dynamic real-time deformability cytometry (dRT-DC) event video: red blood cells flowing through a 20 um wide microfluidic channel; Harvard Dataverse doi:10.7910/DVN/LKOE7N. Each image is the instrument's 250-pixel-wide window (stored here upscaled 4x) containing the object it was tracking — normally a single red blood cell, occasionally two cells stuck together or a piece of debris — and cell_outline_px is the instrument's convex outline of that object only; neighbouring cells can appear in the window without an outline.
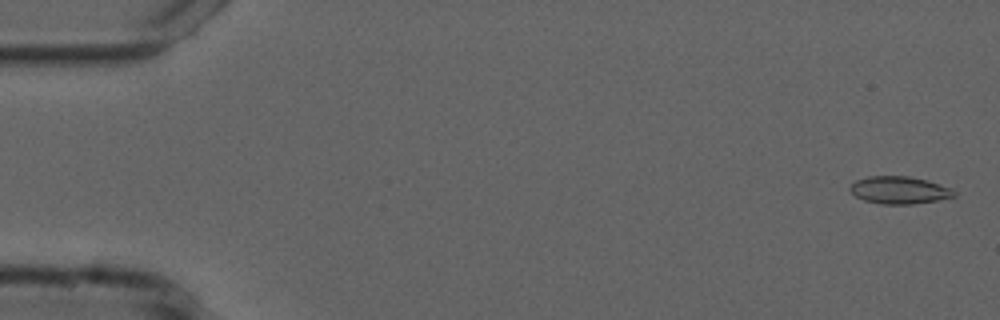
{"species": "common noctule bat (a hibernating species)", "species_latin": "Nyctalus noctula", "temperature_condition": "cold", "stored_images_in_passage": 55, "camera_frame_rate_fps": 3000, "um_per_image_px": 0.085, "animal": {"sex": "male", "forearm_length_mm": 52.5}, "frame": {"image": 1, "passage_image": 2, "time_ms": 0.333, "image_size_px": [1000, 320], "cell_outline_px": [[956, 196], [940, 200], [912, 204], [880, 204], [864, 200], [856, 196], [848, 188], [856, 180], [868, 176], [908, 176], [928, 180], [952, 188], [956, 192]], "centroid_in_image_um": [76.48, 16.16], "position_along_channel_um": 8.5, "area_um2": 16.76}}
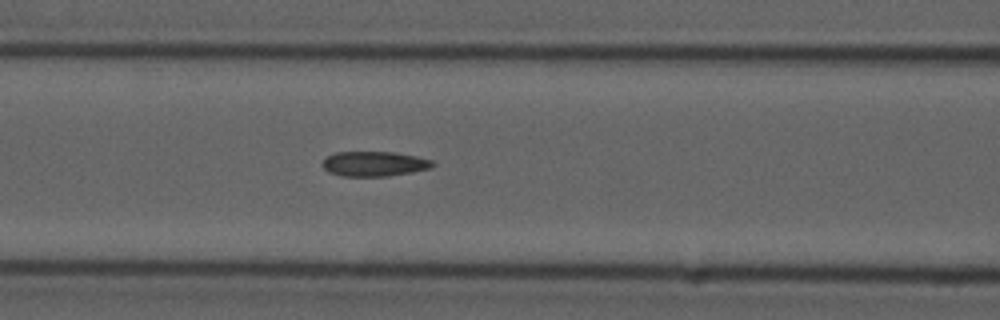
{"frame": {"image": 2, "passage_image": 23, "time_ms": 7.333, "image_size_px": [1000, 320], "cell_outline_px": [[436, 164], [432, 168], [412, 172], [388, 176], [340, 176], [328, 172], [324, 168], [324, 160], [328, 156], [336, 152], [392, 152], [416, 156], [432, 160]], "centroid_in_image_um": [31.85, 13.93], "position_along_channel_um": 134.8, "area_um2": 15.95}}
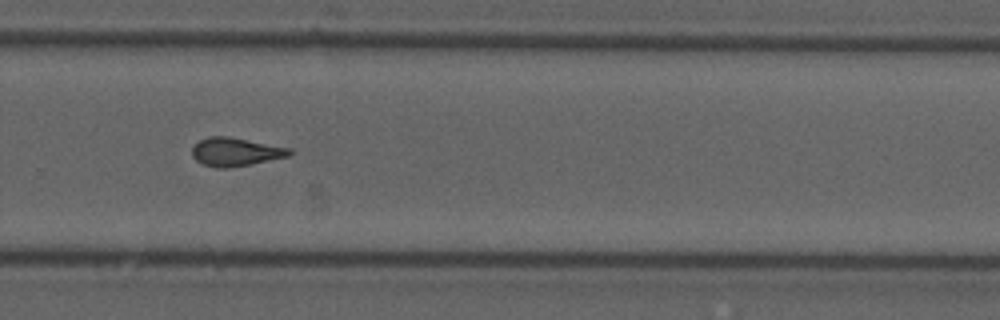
{"frame": {"image": 3, "passage_image": 37, "time_ms": 12.0, "image_size_px": [1000, 320], "cell_outline_px": [[292, 152], [288, 156], [228, 168], [216, 168], [204, 164], [196, 160], [192, 156], [192, 148], [200, 140], [208, 136], [228, 136], [292, 148]], "centroid_in_image_um": [20.01, 12.9], "position_along_channel_um": 309.8, "area_um2": 15.95}, "authors_computed_cell_mechanics": {"area_um2": 16.0106, "velocity_mm_per_s": 3.7621, "shape_relaxation_time_tau1_ms": null, "shape_relaxation_time_tau2_ms": 3.0145, "deformation_change_tau1": null, "deformation_change_tau2": 0.0908}}